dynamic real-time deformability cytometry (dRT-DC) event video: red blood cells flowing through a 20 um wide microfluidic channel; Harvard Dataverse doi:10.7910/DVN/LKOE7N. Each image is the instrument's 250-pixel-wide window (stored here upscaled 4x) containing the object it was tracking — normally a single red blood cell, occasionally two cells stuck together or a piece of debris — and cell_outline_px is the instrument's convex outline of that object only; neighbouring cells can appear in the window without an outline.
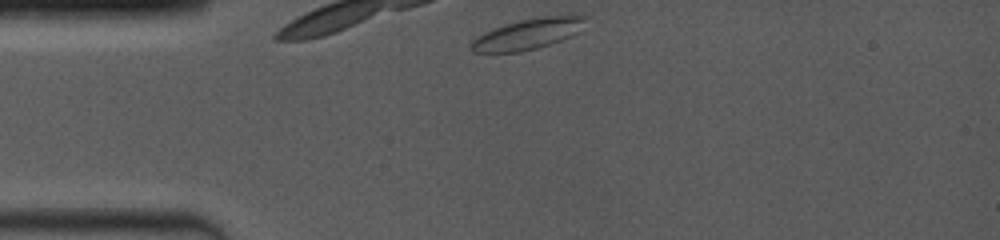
{"species": "common noctule bat (a hibernating species)", "species_latin": "Nyctalus noctula", "temperature_condition": "room temperature", "stored_images_in_passage": 3, "camera_frame_rate_fps": 4000, "um_per_image_px": 0.085, "animal": {"sex": "female", "body_mass_g": 19.0, "forearm_length_mm": 53.3}, "frame": {"image": 1, "passage_image": 1, "time_ms": 0.0, "image_size_px": [1000, 240], "cell_outline_px": [[588, 16], [576, 32], [560, 40], [536, 48], [520, 52], [472, 52], [468, 48], [468, 44], [472, 40], [484, 32], [504, 24], [520, 20], [544, 16]], "centroid_in_image_um": [44.74, 2.9], "position_along_channel_um": 40.3, "area_um2": 20.0}}